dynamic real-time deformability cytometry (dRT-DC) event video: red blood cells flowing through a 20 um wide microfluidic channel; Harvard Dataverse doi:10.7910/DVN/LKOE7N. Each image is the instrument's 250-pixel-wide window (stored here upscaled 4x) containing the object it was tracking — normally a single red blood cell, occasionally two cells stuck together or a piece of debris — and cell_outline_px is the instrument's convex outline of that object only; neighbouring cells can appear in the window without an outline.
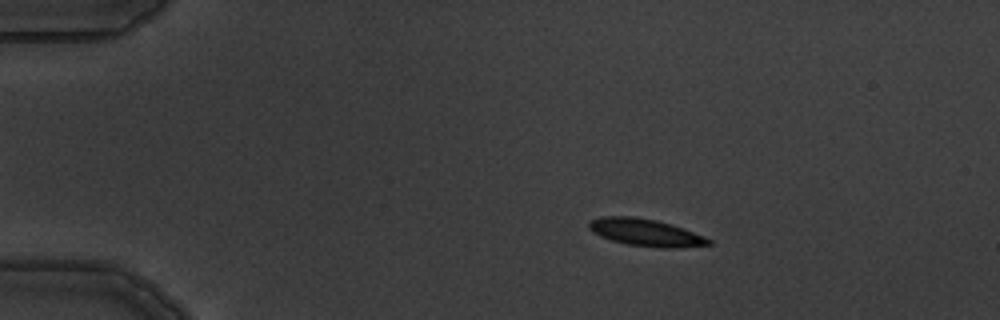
{"species": "common noctule bat (a hibernating species)", "species_latin": "Nyctalus noctula", "temperature_condition": "warm", "stored_images_in_passage": 6, "camera_frame_rate_fps": 3000, "um_per_image_px": 0.085, "animal": {"sex": "male", "body_mass_g": 19.5, "forearm_length_mm": 54.6}, "frame": {"image": 1, "passage_image": 4, "time_ms": 3.333, "image_size_px": [1000, 320], "cell_outline_px": [[712, 244], [672, 248], [664, 248], [628, 244], [612, 240], [600, 236], [592, 232], [588, 228], [588, 220], [600, 216], [632, 216], [656, 220], [672, 224], [684, 228], [704, 236], [712, 240]], "centroid_in_image_um": [54.85, 19.74], "position_along_channel_um": 30.2, "area_um2": 19.02}}